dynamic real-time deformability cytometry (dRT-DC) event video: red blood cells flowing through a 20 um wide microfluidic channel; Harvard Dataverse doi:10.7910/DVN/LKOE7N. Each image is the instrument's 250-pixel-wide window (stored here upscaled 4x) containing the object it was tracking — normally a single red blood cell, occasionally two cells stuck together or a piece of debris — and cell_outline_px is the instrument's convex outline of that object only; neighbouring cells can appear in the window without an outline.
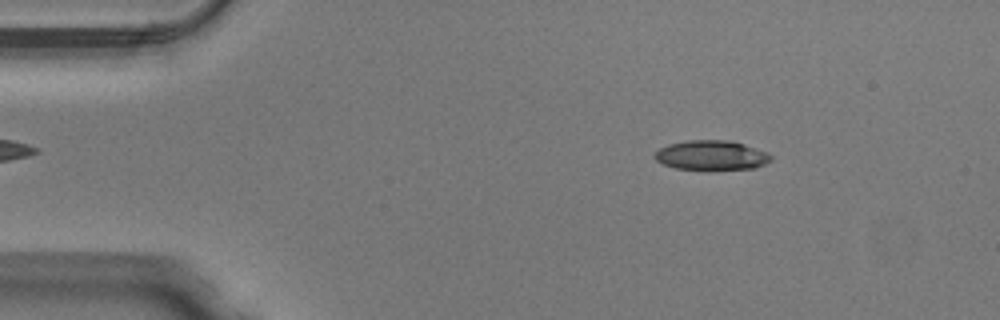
{"species": "Egyptian fruit bat (a non-hibernating species)", "species_latin": "Rousettus aegyptiacus", "temperature_condition": "warm", "stored_images_in_passage": 49, "camera_frame_rate_fps": 3000, "um_per_image_px": 0.085, "animal": {"sex": "male"}, "frame": {"image": 1, "passage_image": 7, "time_ms": 2.0, "image_size_px": [1000, 320], "cell_outline_px": [[772, 160], [764, 164], [752, 168], [712, 172], [704, 172], [676, 168], [664, 164], [656, 160], [652, 156], [660, 148], [668, 144], [688, 140], [732, 140], [768, 152], [772, 156]], "centroid_in_image_um": [60.48, 13.23], "position_along_channel_um": 24.5, "area_um2": 20.87}}
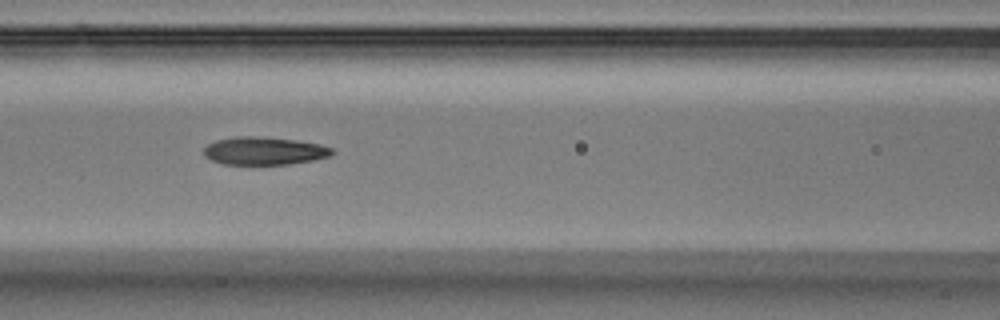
{"frame": {"image": 2, "passage_image": 21, "time_ms": 6.667, "image_size_px": [1000, 320], "cell_outline_px": [[332, 152], [328, 156], [316, 160], [288, 164], [224, 164], [212, 160], [204, 156], [204, 148], [208, 144], [216, 140], [236, 136], [264, 136], [296, 140], [320, 144], [332, 148]], "centroid_in_image_um": [22.44, 12.81], "position_along_channel_um": 144.2, "area_um2": 20.87}}
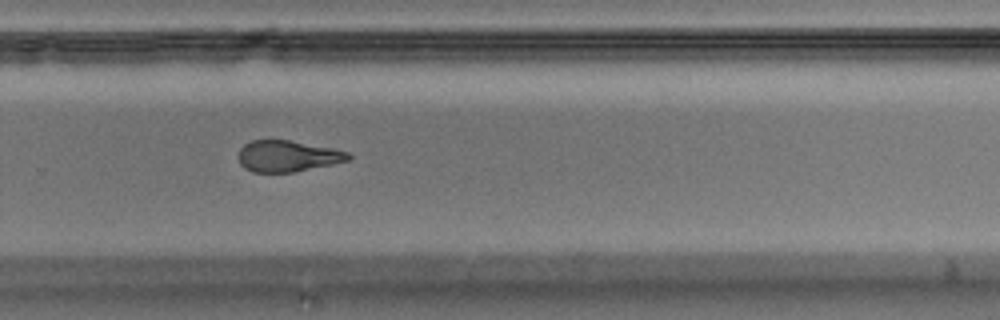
{"frame": {"image": 3, "passage_image": 33, "time_ms": 10.667, "image_size_px": [1000, 320], "cell_outline_px": [[352, 156], [348, 160], [332, 164], [292, 172], [252, 172], [244, 168], [240, 164], [240, 148], [244, 144], [252, 140], [288, 140], [332, 148], [348, 152]], "centroid_in_image_um": [24.43, 13.27], "position_along_channel_um": 305.4, "area_um2": 19.77}, "authors_computed_cell_mechanics": {"area_um2": 21.1548, "velocity_mm_per_s": 4.0428, "shape_relaxation_time_tau1_ms": 4.1458, "shape_relaxation_time_tau2_ms": 2.8037, "deformation_change_tau1": 0.191, "deformation_change_tau2": 0.133}}